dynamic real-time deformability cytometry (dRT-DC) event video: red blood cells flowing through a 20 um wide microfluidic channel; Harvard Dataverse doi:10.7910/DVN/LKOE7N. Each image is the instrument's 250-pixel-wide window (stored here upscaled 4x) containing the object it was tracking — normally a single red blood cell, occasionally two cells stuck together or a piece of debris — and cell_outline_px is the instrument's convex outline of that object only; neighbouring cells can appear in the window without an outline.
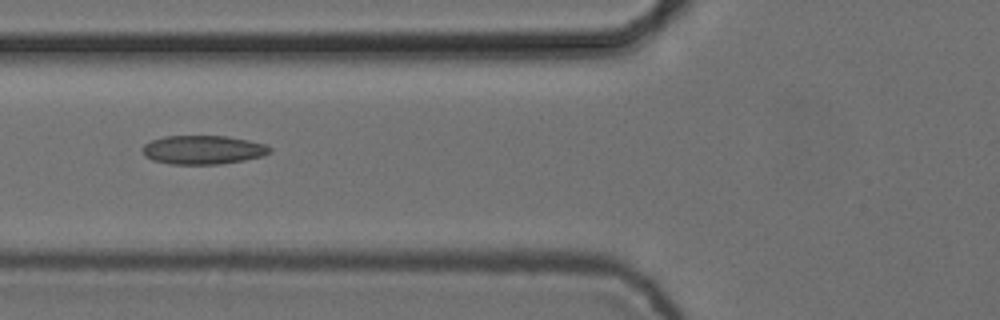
{"species": "common noctule bat (a hibernating species)", "species_latin": "Nyctalus noctula", "temperature_condition": "cold", "stored_images_in_passage": 7, "camera_frame_rate_fps": 3000, "um_per_image_px": 0.085, "animal": {"sex": "female", "body_mass_g": 24.6, "forearm_length_mm": 56.2}, "frame": {"image": 1, "passage_image": 6, "time_ms": 1.667, "image_size_px": [1000, 320], "cell_outline_px": [[272, 152], [264, 156], [244, 160], [220, 164], [172, 164], [152, 160], [144, 156], [144, 144], [152, 140], [164, 136], [228, 136], [248, 140], [264, 144], [272, 148]], "centroid_in_image_um": [17.29, 12.73], "position_along_channel_um": 108.5, "area_um2": 21.39}}
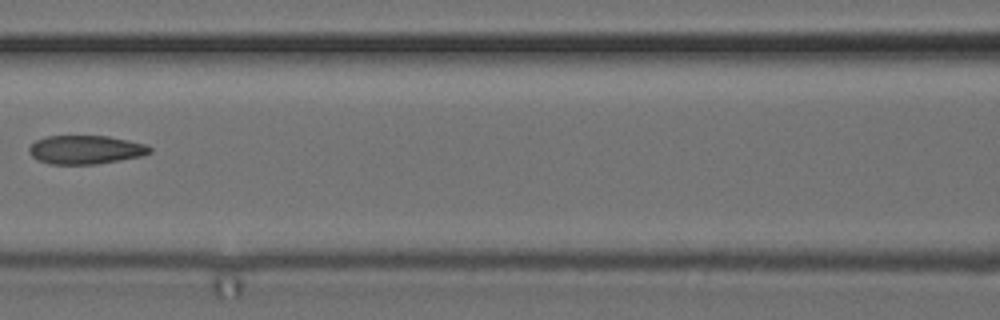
{"frame": {"image": 2, "passage_image": 7, "time_ms": 2.0, "image_size_px": [1000, 320], "cell_outline_px": [[152, 152], [140, 156], [120, 160], [96, 164], [48, 164], [36, 160], [28, 152], [28, 148], [36, 140], [48, 136], [108, 136], [148, 144], [152, 148]], "centroid_in_image_um": [7.27, 12.73], "position_along_channel_um": 159.3, "area_um2": 20.29}}